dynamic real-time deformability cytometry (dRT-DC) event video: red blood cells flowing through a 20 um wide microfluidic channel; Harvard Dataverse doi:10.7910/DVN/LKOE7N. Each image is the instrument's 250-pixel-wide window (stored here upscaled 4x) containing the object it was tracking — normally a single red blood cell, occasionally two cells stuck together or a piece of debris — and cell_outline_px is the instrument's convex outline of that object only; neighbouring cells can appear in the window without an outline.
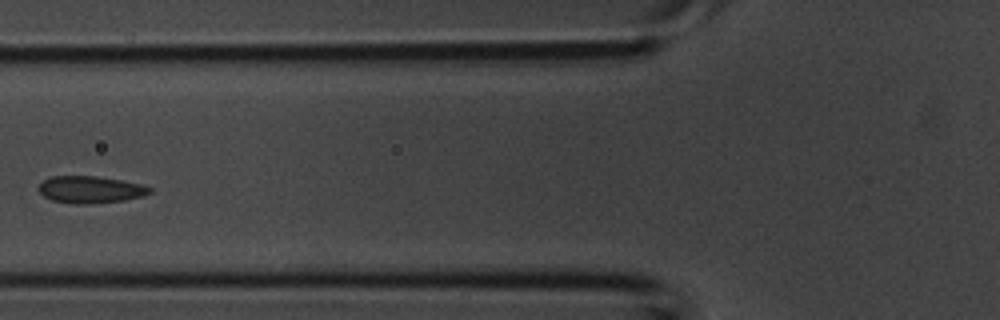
{"species": "common noctule bat (a hibernating species)", "species_latin": "Nyctalus noctula", "temperature_condition": "room temperature", "stored_images_in_passage": 4, "camera_frame_rate_fps": 3000, "um_per_image_px": 0.085, "animal": {"sex": "male", "body_mass_g": 20.1, "forearm_length_mm": 53.5}, "frame": {"image": 1, "passage_image": 4, "time_ms": 1.0, "image_size_px": [1000, 320], "cell_outline_px": [[152, 192], [144, 196], [124, 200], [92, 204], [72, 204], [52, 200], [44, 196], [40, 192], [40, 184], [44, 180], [52, 176], [96, 176], [120, 180], [140, 184], [152, 188]], "centroid_in_image_um": [7.7, 16.12], "position_along_channel_um": 118.1, "area_um2": 17.46}}